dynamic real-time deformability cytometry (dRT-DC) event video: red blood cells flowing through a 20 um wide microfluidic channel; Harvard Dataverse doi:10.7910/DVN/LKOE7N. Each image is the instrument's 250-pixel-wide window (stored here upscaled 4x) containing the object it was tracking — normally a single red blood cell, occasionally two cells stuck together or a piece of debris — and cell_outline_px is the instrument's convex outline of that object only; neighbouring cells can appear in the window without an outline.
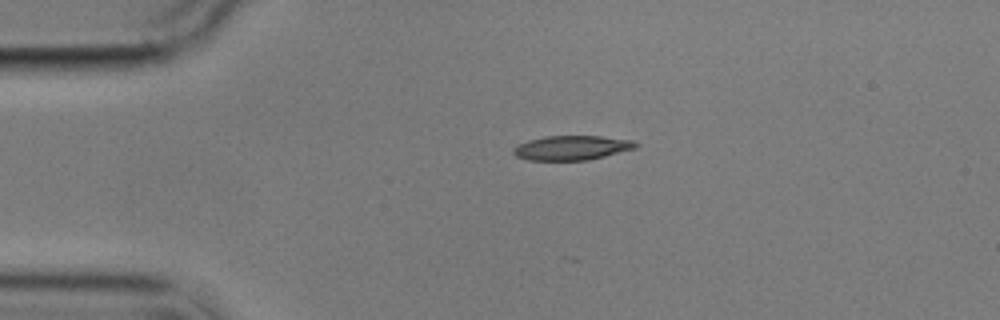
{"species": "common noctule bat (a hibernating species)", "species_latin": "Nyctalus noctula", "temperature_condition": "cold", "stored_images_in_passage": 2, "camera_frame_rate_fps": 3000, "um_per_image_px": 0.085, "animal": {"sex": "male", "body_mass_g": 17.9}, "frame": {"image": 1, "passage_image": 1, "time_ms": 0.0, "image_size_px": [1000, 320], "cell_outline_px": [[640, 144], [636, 148], [588, 160], [528, 160], [516, 156], [512, 152], [512, 148], [528, 140], [544, 136], [600, 136], [632, 140]], "centroid_in_image_um": [48.59, 12.56], "position_along_channel_um": 36.4, "area_um2": 17.4}}